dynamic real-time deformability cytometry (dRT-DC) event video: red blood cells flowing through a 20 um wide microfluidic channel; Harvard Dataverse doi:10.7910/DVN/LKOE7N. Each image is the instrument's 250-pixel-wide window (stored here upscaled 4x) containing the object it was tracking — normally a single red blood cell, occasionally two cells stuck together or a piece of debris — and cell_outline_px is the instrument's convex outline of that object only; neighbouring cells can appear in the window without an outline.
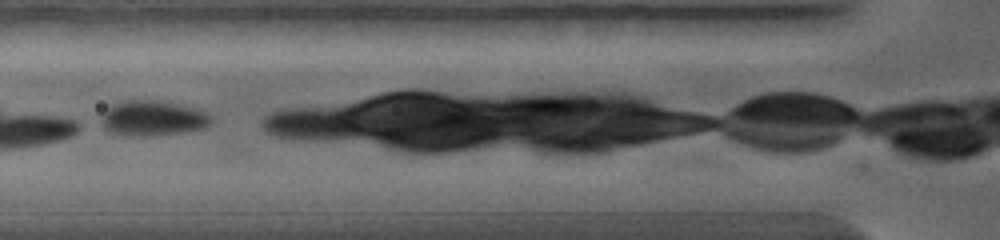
{"species": "common noctule bat (a hibernating species)", "species_latin": "Nyctalus noctula", "temperature_condition": "warm", "stored_images_in_passage": 15, "camera_frame_rate_fps": 5000, "um_per_image_px": 0.085, "animal": {"sex": "female", "body_mass_g": 19.0, "forearm_length_mm": 56.7}, "frame": {"image": 1, "passage_image": 3, "time_ms": 0.8, "image_size_px": [1000, 240], "cell_outline_px": [[212, 124], [204, 128], [184, 132], [148, 136], [136, 136], [112, 132], [96, 124], [100, 116], [112, 104], [124, 100], [160, 100], [196, 108], [212, 116]], "centroid_in_image_um": [12.95, 10.04], "position_along_channel_um": 112.8, "area_um2": 22.89}}
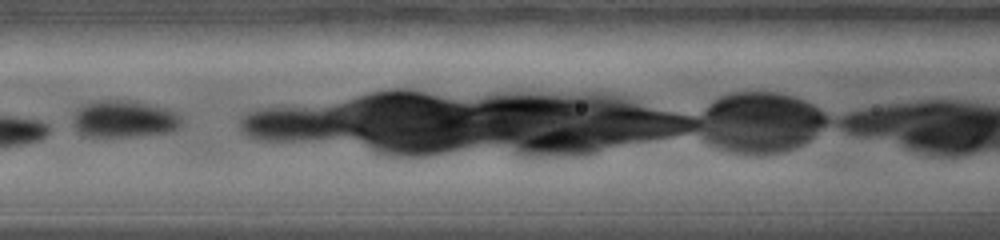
{"frame": {"image": 2, "passage_image": 5, "time_ms": 1.6, "image_size_px": [1000, 240], "cell_outline_px": [[184, 120], [180, 128], [172, 132], [140, 136], [84, 136], [68, 128], [72, 116], [84, 104], [92, 100], [136, 100], [172, 108], [180, 112]], "centroid_in_image_um": [10.59, 10.1], "position_along_channel_um": 156.0, "area_um2": 24.85}}
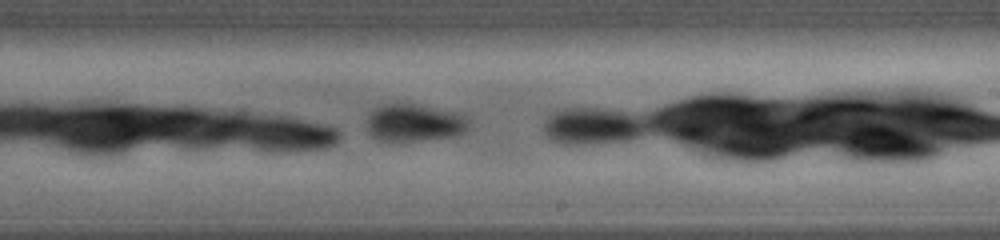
{"frame": {"image": 3, "passage_image": 9, "time_ms": 3.4, "image_size_px": [1000, 240], "cell_outline_px": [[472, 124], [464, 132], [456, 136], [412, 140], [376, 140], [368, 132], [368, 116], [372, 108], [388, 104], [412, 104], [464, 112], [472, 120]], "centroid_in_image_um": [35.31, 10.41], "position_along_channel_um": 253.7, "area_um2": 22.48}}